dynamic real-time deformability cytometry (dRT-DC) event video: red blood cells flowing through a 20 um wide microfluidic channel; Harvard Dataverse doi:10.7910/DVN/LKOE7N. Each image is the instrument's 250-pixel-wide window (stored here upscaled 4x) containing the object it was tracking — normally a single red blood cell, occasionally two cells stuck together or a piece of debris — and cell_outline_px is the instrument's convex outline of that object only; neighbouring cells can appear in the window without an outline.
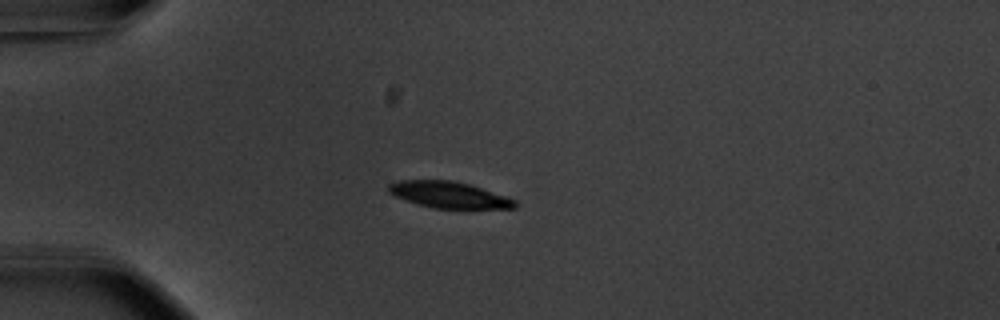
{"species": "common noctule bat (a hibernating species)", "species_latin": "Nyctalus noctula", "temperature_condition": "warm", "stored_images_in_passage": 41, "camera_frame_rate_fps": 3000, "um_per_image_px": 0.085, "animal": {"sex": "male", "body_mass_g": 20.1, "forearm_length_mm": 53.5}, "frame": {"image": 1, "passage_image": 1, "time_ms": 0.0, "image_size_px": [1000, 320], "cell_outline_px": [[516, 208], [436, 208], [416, 204], [396, 196], [388, 192], [388, 184], [400, 180], [452, 180], [468, 184], [516, 200]], "centroid_in_image_um": [38.12, 16.55], "position_along_channel_um": 46.9, "area_um2": 19.07}}
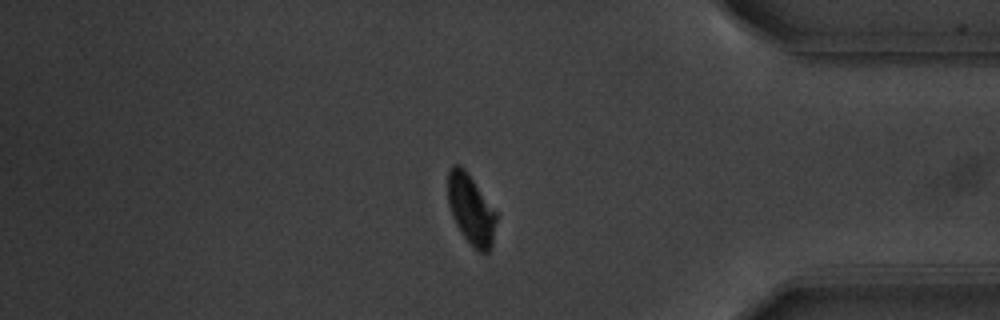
{"frame": {"image": 2, "passage_image": 33, "time_ms": 10.667, "image_size_px": [1000, 320], "cell_outline_px": [[496, 220], [492, 244], [488, 252], [480, 252], [464, 236], [452, 216], [448, 204], [448, 172], [452, 164], [460, 164], [468, 172], [496, 212]], "centroid_in_image_um": [40.02, 17.75], "position_along_channel_um": 395.2, "area_um2": 19.42}}
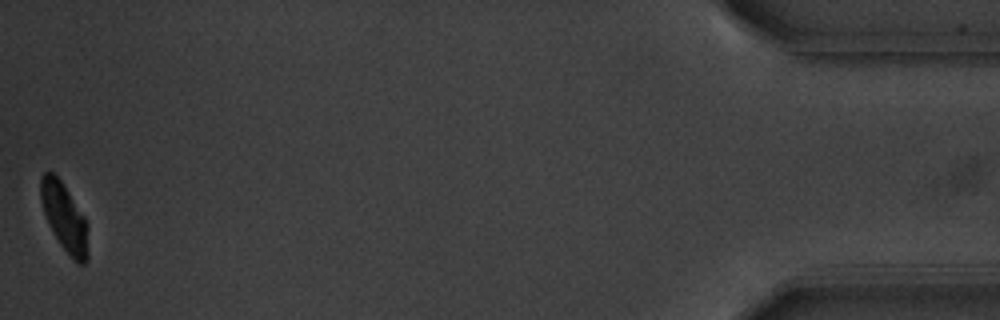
{"frame": {"image": 3, "passage_image": 41, "time_ms": 13.333, "image_size_px": [1000, 320], "cell_outline_px": [[88, 260], [84, 264], [76, 264], [72, 260], [60, 244], [48, 224], [40, 200], [40, 180], [44, 172], [52, 172], [60, 180], [84, 216], [88, 224]], "centroid_in_image_um": [5.49, 18.54], "position_along_channel_um": 429.7, "area_um2": 18.9}, "authors_computed_cell_mechanics": {"area_um2": 20.7502, "velocity_mm_per_s": 3.6893, "shape_relaxation_time_tau1_ms": 2.7219, "shape_relaxation_time_tau2_ms": 2.3417, "deformation_change_tau1": 0.1259, "deformation_change_tau2": 0.0442}}